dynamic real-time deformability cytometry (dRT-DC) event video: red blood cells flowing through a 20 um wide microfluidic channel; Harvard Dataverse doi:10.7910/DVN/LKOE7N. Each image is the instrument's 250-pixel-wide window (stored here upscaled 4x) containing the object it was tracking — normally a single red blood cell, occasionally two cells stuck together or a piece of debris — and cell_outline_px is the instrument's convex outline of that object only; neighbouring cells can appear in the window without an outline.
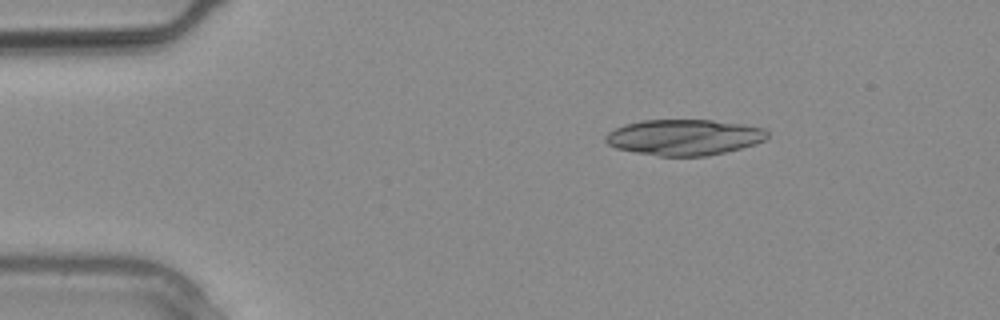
{"species": "common noctule bat (a hibernating species)", "species_latin": "Nyctalus noctula", "temperature_condition": "warm", "stored_images_in_passage": 14, "camera_frame_rate_fps": 3000, "um_per_image_px": 0.085, "animal": {"sex": "male", "body_mass_g": 20.4}, "frame": {"image": 1, "passage_image": 5, "time_ms": 1.333, "image_size_px": [1000, 320], "cell_outline_px": [[768, 136], [764, 140], [756, 144], [724, 152], [704, 156], [660, 156], [636, 152], [616, 148], [608, 144], [604, 140], [604, 136], [608, 132], [624, 124], [640, 120], [712, 120], [744, 124], [764, 128], [768, 132]], "centroid_in_image_um": [58.14, 11.66], "position_along_channel_um": 26.9, "area_um2": 33.81}}